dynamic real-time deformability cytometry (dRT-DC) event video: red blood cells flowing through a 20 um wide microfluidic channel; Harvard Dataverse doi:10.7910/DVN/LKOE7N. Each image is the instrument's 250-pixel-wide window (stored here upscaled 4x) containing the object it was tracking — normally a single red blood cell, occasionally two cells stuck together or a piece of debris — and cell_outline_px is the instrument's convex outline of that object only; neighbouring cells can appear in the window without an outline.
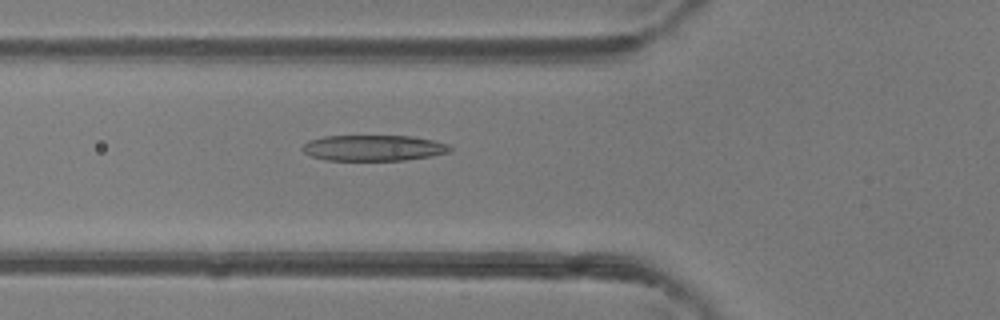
{"species": "common noctule bat (a hibernating species)", "species_latin": "Nyctalus noctula", "temperature_condition": "room temperature", "stored_images_in_passage": 47, "camera_frame_rate_fps": 3000, "um_per_image_px": 0.085, "animal": {"sex": "female"}, "frame": {"image": 1, "passage_image": 17, "time_ms": 5.333, "image_size_px": [1000, 320], "cell_outline_px": [[452, 148], [448, 152], [432, 156], [404, 160], [328, 160], [312, 156], [304, 152], [300, 148], [308, 140], [324, 136], [412, 136], [432, 140], [448, 144]], "centroid_in_image_um": [31.73, 12.57], "position_along_channel_um": 94.1, "area_um2": 22.14}}
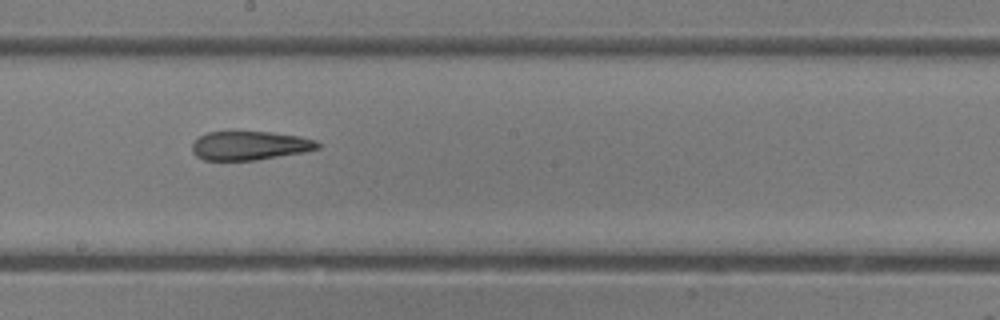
{"frame": {"image": 2, "passage_image": 26, "time_ms": 8.333, "image_size_px": [1000, 320], "cell_outline_px": [[320, 148], [304, 152], [256, 160], [204, 160], [196, 156], [192, 152], [192, 144], [200, 136], [208, 132], [272, 132], [300, 136], [316, 140], [320, 144]], "centroid_in_image_um": [21.25, 12.38], "position_along_channel_um": 227.0, "area_um2": 21.1}}
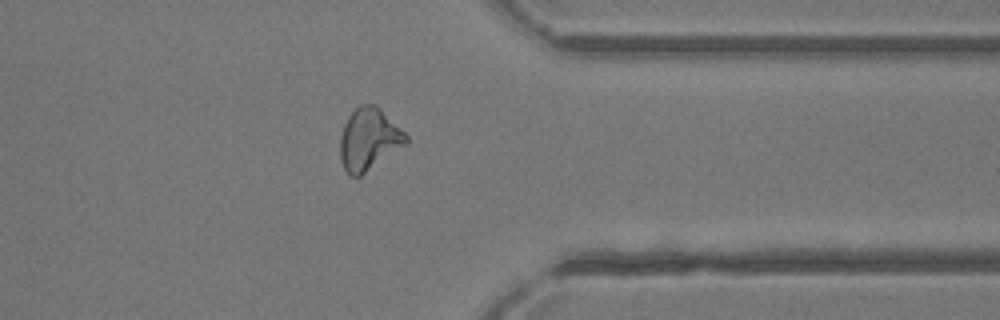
{"frame": {"image": 3, "passage_image": 37, "time_ms": 12.0, "image_size_px": [1000, 320], "cell_outline_px": [[408, 140], [404, 144], [360, 176], [352, 176], [344, 168], [340, 160], [340, 136], [344, 124], [348, 116], [360, 104], [376, 104], [408, 136]], "centroid_in_image_um": [31.32, 11.81], "position_along_channel_um": 380.1, "area_um2": 23.29}, "authors_computed_cell_mechanics": {"area_um2": 23.2934, "velocity_mm_per_s": 4.4093, "shape_relaxation_time_tau1_ms": 9.5667, "shape_relaxation_time_tau2_ms": 3.0172, "deformation_change_tau1": 0.2966, "deformation_change_tau2": 0.1343}}